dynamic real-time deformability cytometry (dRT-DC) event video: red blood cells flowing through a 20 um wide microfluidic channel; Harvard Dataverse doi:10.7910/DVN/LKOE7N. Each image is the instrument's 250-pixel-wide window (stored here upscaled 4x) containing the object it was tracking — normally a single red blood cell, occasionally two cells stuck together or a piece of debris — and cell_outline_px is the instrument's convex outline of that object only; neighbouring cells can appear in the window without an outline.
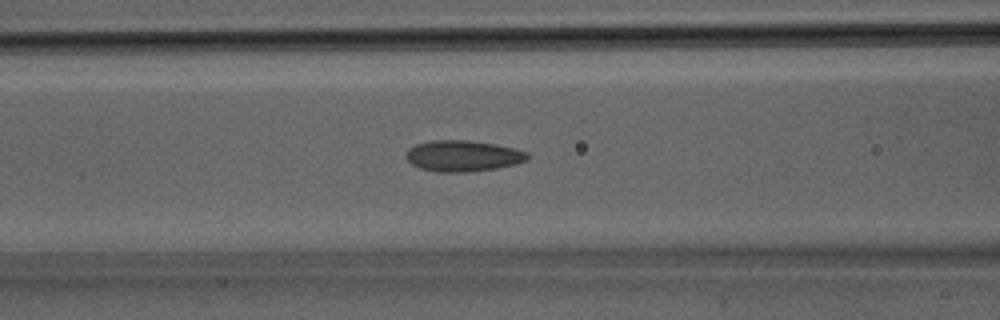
{"species": "Egyptian fruit bat (a non-hibernating species)", "species_latin": "Rousettus aegyptiacus", "temperature_condition": "room temperature", "stored_images_in_passage": 33, "camera_frame_rate_fps": 3000, "um_per_image_px": 0.085, "animal": {"sex": "male"}, "frame": {"image": 1, "passage_image": 14, "time_ms": 4.333, "image_size_px": [1000, 320], "cell_outline_px": [[528, 160], [516, 164], [496, 168], [472, 172], [436, 172], [420, 168], [412, 164], [404, 156], [408, 148], [416, 144], [432, 140], [468, 140], [496, 144], [528, 152]], "centroid_in_image_um": [39.33, 13.25], "position_along_channel_um": 127.3, "area_um2": 22.14}}
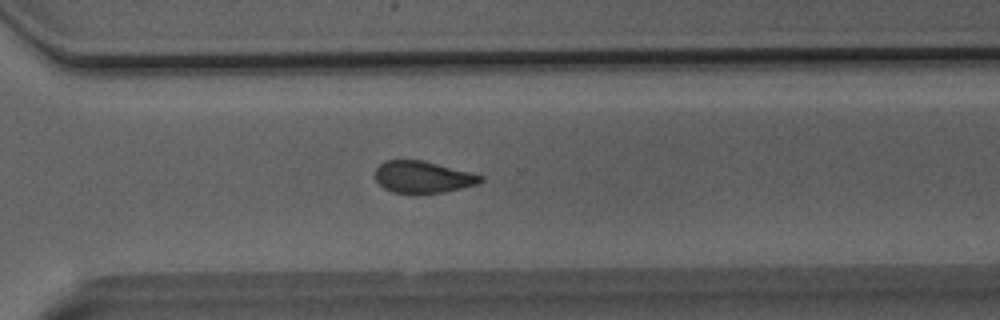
{"frame": {"image": 2, "passage_image": 24, "time_ms": 7.667, "image_size_px": [1000, 320], "cell_outline_px": [[484, 180], [476, 184], [444, 192], [424, 196], [412, 196], [392, 192], [384, 188], [376, 180], [376, 168], [384, 160], [424, 160], [472, 172], [484, 176]], "centroid_in_image_um": [35.94, 15.08], "position_along_channel_um": 334.7, "area_um2": 20.29}}
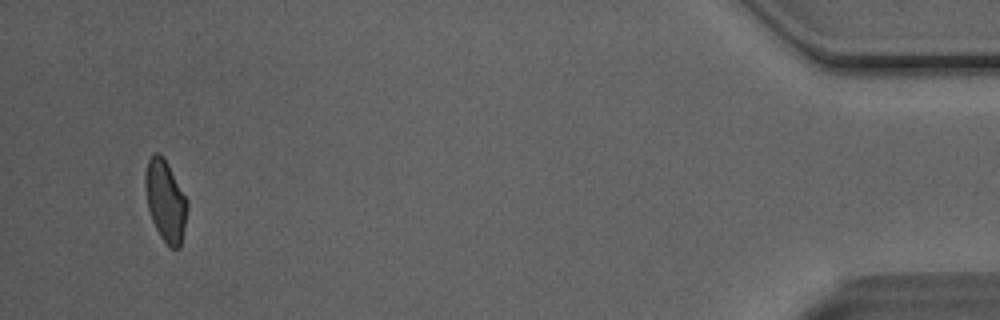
{"frame": {"image": 3, "passage_image": 32, "time_ms": 10.333, "image_size_px": [1000, 320], "cell_outline_px": [[188, 208], [180, 248], [172, 248], [160, 236], [152, 220], [148, 208], [144, 184], [144, 172], [148, 160], [152, 152], [160, 152], [164, 156], [188, 200]], "centroid_in_image_um": [14.05, 17.0], "position_along_channel_um": 421.1, "area_um2": 20.11}}